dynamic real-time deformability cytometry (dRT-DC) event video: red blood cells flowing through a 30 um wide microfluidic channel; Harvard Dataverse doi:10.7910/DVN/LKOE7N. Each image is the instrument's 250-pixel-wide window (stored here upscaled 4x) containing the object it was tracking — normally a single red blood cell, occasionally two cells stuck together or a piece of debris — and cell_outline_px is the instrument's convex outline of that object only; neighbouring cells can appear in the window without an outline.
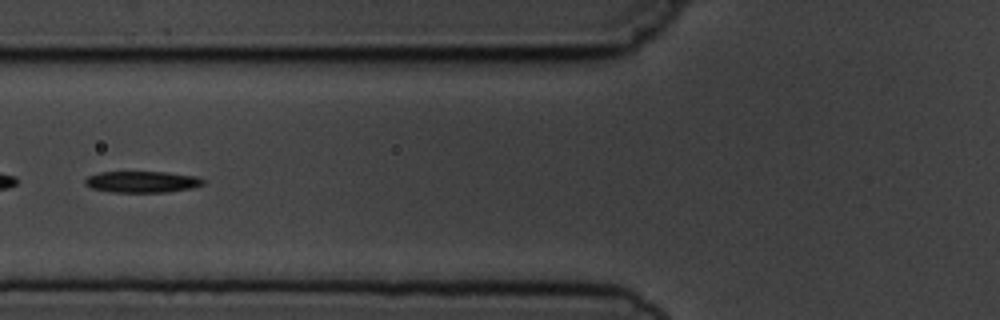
{"species": "common noctule bat (a hibernating species)", "species_latin": "Nyctalus noctula", "temperature_condition": "cold", "stored_images_in_passage": 10, "segment_of_instrument_passage": [2, 2], "camera_frame_rate_fps": 3000, "um_per_image_px": 0.085, "animal": {"sex": "male", "body_mass_g": 19.5, "forearm_length_mm": 54.6}, "frame": {"image": 1, "passage_image": 6, "time_ms": 5.667, "image_size_px": [1000, 320], "cell_outline_px": [[204, 184], [192, 188], [168, 192], [112, 192], [92, 188], [84, 184], [84, 180], [88, 176], [100, 172], [164, 172], [200, 176], [204, 180]], "centroid_in_image_um": [12.1, 15.45], "position_along_channel_um": 113.7, "area_um2": 14.8}}
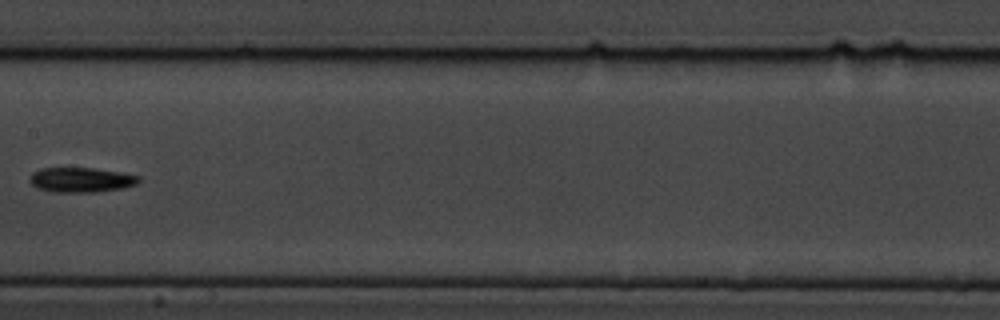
{"frame": {"image": 2, "passage_image": 8, "time_ms": 8.0, "image_size_px": [1000, 320], "cell_outline_px": [[140, 180], [136, 184], [120, 188], [96, 192], [56, 192], [36, 188], [28, 180], [32, 172], [40, 168], [92, 168], [120, 172], [140, 176]], "centroid_in_image_um": [6.85, 15.28], "position_along_channel_um": 200.5, "area_um2": 15.72}}
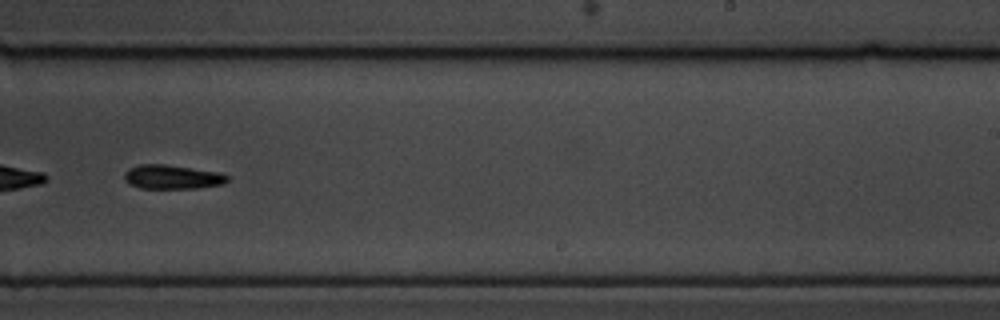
{"frame": {"image": 3, "passage_image": 10, "time_ms": 10.0, "image_size_px": [1000, 320], "cell_outline_px": [[228, 180], [224, 184], [196, 188], [140, 188], [124, 180], [124, 172], [128, 168], [140, 164], [164, 164], [220, 172], [228, 176]], "centroid_in_image_um": [14.63, 15.03], "position_along_channel_um": 274.4, "area_um2": 14.45}}